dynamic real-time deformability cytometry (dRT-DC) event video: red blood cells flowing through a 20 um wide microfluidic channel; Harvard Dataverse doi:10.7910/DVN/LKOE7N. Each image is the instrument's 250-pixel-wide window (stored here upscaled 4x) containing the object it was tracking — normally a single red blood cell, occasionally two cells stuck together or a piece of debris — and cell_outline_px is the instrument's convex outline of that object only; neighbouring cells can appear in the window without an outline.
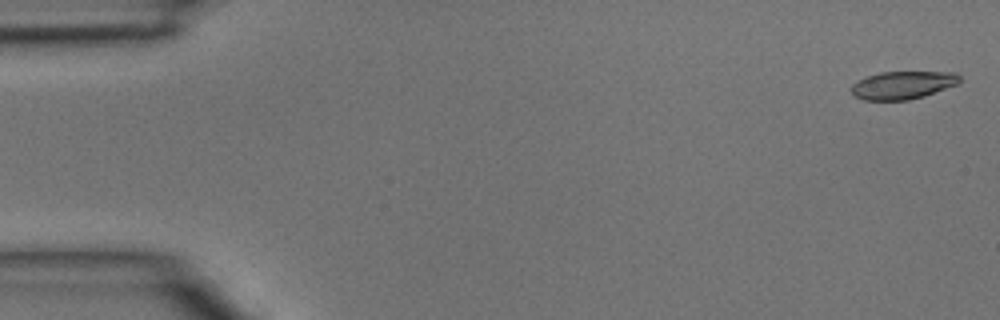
{"species": "common noctule bat (a hibernating species)", "species_latin": "Nyctalus noctula", "temperature_condition": "room temperature", "stored_images_in_passage": 44, "camera_frame_rate_fps": 3000, "um_per_image_px": 0.085, "animal": {"sex": "male", "body_mass_g": 15.6}, "frame": {"image": 1, "passage_image": 1, "time_ms": 0.0, "image_size_px": [1000, 320], "cell_outline_px": [[960, 80], [956, 84], [924, 96], [908, 100], [864, 100], [856, 96], [852, 92], [852, 84], [868, 76], [880, 72], [956, 72], [960, 76]], "centroid_in_image_um": [76.74, 7.23], "position_along_channel_um": 8.3, "area_um2": 17.34}}
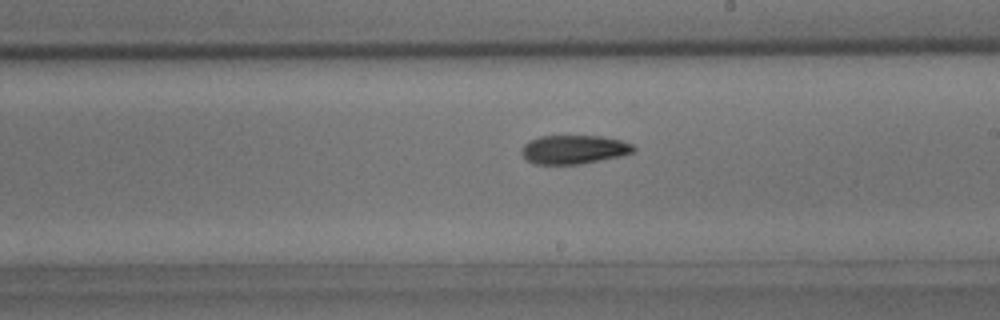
{"frame": {"image": 2, "passage_image": 25, "time_ms": 8.0, "image_size_px": [1000, 320], "cell_outline_px": [[636, 148], [632, 152], [620, 156], [580, 164], [536, 164], [528, 160], [520, 152], [524, 144], [528, 140], [540, 136], [600, 136], [620, 140], [632, 144]], "centroid_in_image_um": [48.76, 12.7], "position_along_channel_um": 240.2, "area_um2": 18.67}}
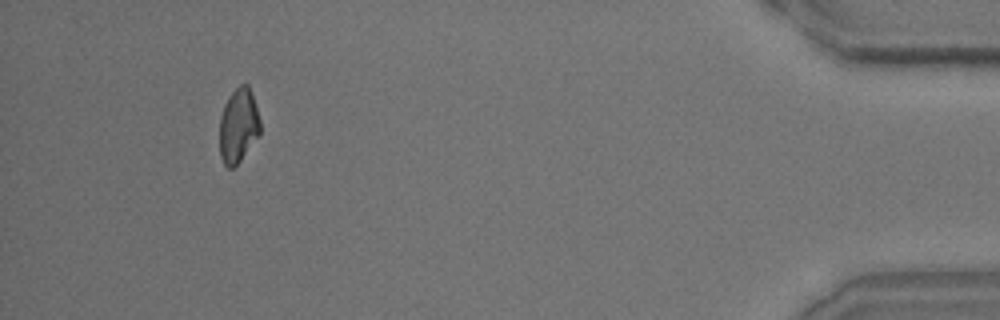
{"frame": {"image": 3, "passage_image": 41, "time_ms": 13.333, "image_size_px": [1000, 320], "cell_outline_px": [[260, 136], [240, 160], [232, 168], [228, 168], [224, 164], [220, 156], [220, 116], [224, 104], [232, 92], [240, 84], [248, 84], [260, 120]], "centroid_in_image_um": [20.26, 10.69], "position_along_channel_um": 414.9, "area_um2": 17.51}}